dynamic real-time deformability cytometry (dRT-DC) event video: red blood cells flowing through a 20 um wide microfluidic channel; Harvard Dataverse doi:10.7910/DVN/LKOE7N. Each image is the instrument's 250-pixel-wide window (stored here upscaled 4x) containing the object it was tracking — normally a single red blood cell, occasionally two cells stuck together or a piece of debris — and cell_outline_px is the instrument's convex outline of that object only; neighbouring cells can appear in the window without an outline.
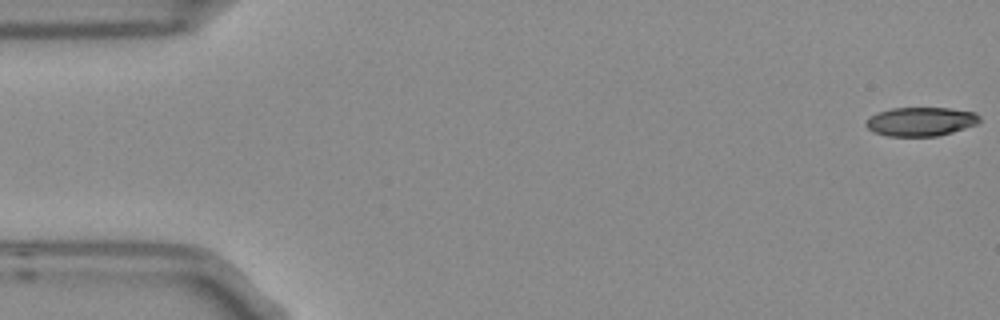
{"species": "Egyptian fruit bat (a non-hibernating species)", "species_latin": "Rousettus aegyptiacus", "temperature_condition": "room temperature", "stored_images_in_passage": 6, "segment_of_instrument_passage": [1, 2], "camera_frame_rate_fps": 3000, "um_per_image_px": 0.085, "frame": {"image": 1, "passage_image": 1, "time_ms": 0.0, "image_size_px": [1000, 320], "cell_outline_px": [[980, 120], [976, 124], [952, 132], [936, 136], [888, 136], [872, 132], [864, 124], [876, 112], [892, 108], [948, 108], [976, 112], [980, 116]], "centroid_in_image_um": [78.25, 10.33], "position_along_channel_um": 6.7, "area_um2": 19.07}}